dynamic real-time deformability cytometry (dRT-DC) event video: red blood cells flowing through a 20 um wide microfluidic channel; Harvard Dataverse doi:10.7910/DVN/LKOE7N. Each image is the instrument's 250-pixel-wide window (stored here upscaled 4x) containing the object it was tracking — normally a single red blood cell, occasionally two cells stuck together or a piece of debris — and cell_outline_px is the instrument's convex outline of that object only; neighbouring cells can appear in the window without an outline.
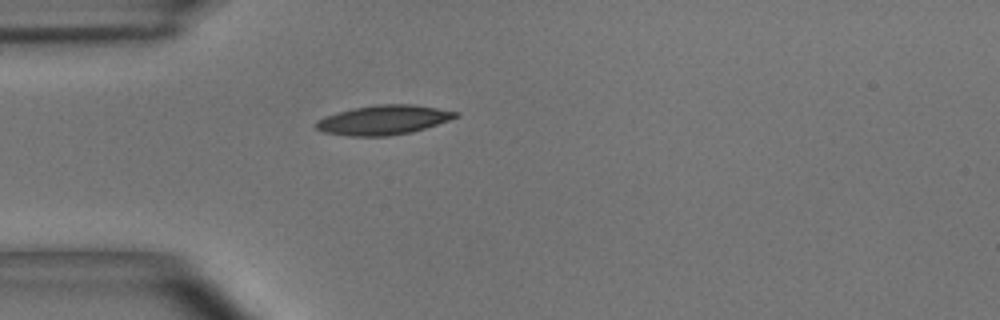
{"species": "common noctule bat (a hibernating species)", "species_latin": "Nyctalus noctula", "temperature_condition": "room temperature", "stored_images_in_passage": 1, "camera_frame_rate_fps": 3000, "um_per_image_px": 0.085, "animal": {"sex": "male", "body_mass_g": 15.6}, "frame": {"image": 1, "passage_image": 1, "time_ms": 0.0, "image_size_px": [1000, 320], "cell_outline_px": [[460, 116], [412, 132], [388, 136], [352, 136], [324, 132], [316, 128], [316, 120], [324, 116], [352, 108], [376, 104], [412, 104], [460, 112]], "centroid_in_image_um": [32.59, 10.19], "position_along_channel_um": 52.4, "area_um2": 23.87}}